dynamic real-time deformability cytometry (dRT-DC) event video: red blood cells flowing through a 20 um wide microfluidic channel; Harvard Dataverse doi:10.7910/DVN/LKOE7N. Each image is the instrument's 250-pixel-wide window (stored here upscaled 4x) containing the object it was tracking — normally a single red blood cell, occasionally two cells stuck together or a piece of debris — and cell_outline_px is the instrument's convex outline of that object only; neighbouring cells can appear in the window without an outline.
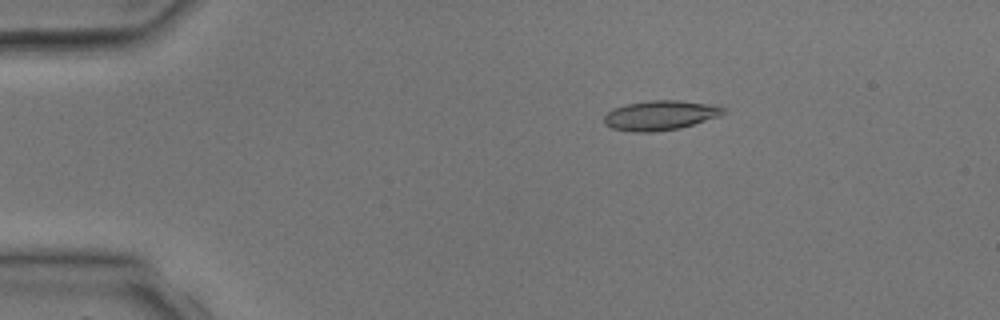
{"species": "common noctule bat (a hibernating species)", "species_latin": "Nyctalus noctula", "temperature_condition": "room temperature", "stored_images_in_passage": 5, "camera_frame_rate_fps": 3000, "um_per_image_px": 0.085, "animal": {"sex": "male", "body_mass_g": 17.9, "forearm_length_mm": 54.2}, "frame": {"image": 1, "passage_image": 3, "time_ms": 2.333, "image_size_px": [1000, 320], "cell_outline_px": [[728, 112], [720, 116], [680, 128], [652, 132], [632, 132], [612, 128], [604, 124], [604, 116], [612, 108], [628, 104], [652, 100], [676, 100], [720, 104]], "centroid_in_image_um": [56.17, 9.79], "position_along_channel_um": 28.8, "area_um2": 20.87}}